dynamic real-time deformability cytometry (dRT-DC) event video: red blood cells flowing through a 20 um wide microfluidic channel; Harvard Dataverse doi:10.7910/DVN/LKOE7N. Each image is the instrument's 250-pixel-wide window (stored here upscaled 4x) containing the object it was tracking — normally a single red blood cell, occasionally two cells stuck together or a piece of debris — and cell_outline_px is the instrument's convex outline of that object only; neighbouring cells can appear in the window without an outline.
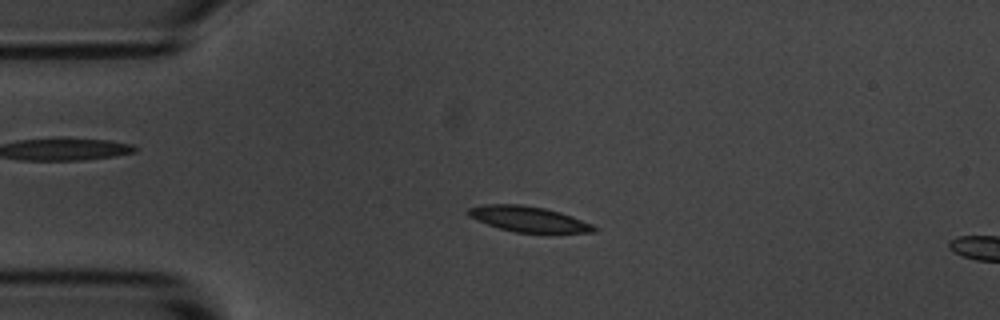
{"species": "common noctule bat (a hibernating species)", "species_latin": "Nyctalus noctula", "temperature_condition": "room temperature", "stored_images_in_passage": 5, "camera_frame_rate_fps": 3000, "um_per_image_px": 0.085, "animal": {"sex": "male", "body_mass_g": 20.1, "forearm_length_mm": 53.5}, "frame": {"image": 1, "passage_image": 4, "time_ms": 3.333, "image_size_px": [1000, 320], "cell_outline_px": [[600, 228], [596, 232], [516, 232], [500, 228], [476, 220], [468, 216], [468, 208], [484, 204], [520, 204], [544, 208], [560, 212], [572, 216], [592, 224]], "centroid_in_image_um": [44.93, 18.61], "position_along_channel_um": 40.1, "area_um2": 18.5}}